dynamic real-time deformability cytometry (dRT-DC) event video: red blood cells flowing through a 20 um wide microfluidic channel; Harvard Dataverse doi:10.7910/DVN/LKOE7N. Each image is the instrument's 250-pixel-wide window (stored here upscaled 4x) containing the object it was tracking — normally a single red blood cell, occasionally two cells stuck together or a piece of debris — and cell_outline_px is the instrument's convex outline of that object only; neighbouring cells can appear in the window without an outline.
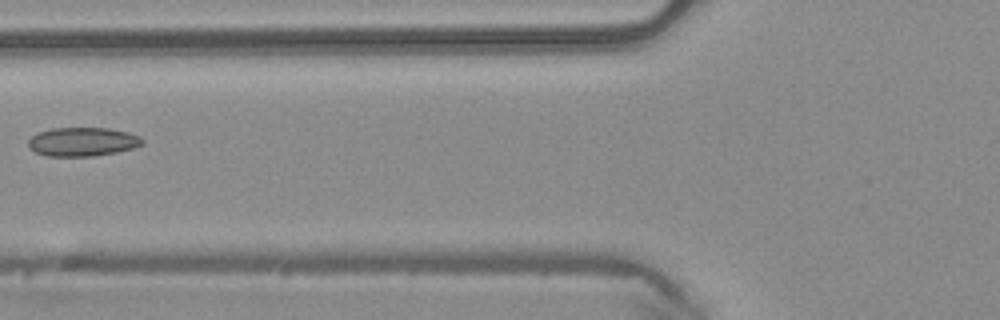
{"species": "common noctule bat (a hibernating species)", "species_latin": "Nyctalus noctula", "temperature_condition": "warm", "stored_images_in_passage": 7, "camera_frame_rate_fps": 3000, "um_per_image_px": 0.085, "animal": {"sex": "male", "body_mass_g": 20.4}, "frame": {"image": 1, "passage_image": 6, "time_ms": 1.667, "image_size_px": [1000, 320], "cell_outline_px": [[144, 144], [132, 148], [116, 152], [92, 156], [44, 156], [28, 148], [28, 140], [36, 132], [52, 128], [108, 128], [128, 132], [140, 136], [144, 140]], "centroid_in_image_um": [6.99, 12.05], "position_along_channel_um": 118.8, "area_um2": 19.31}}
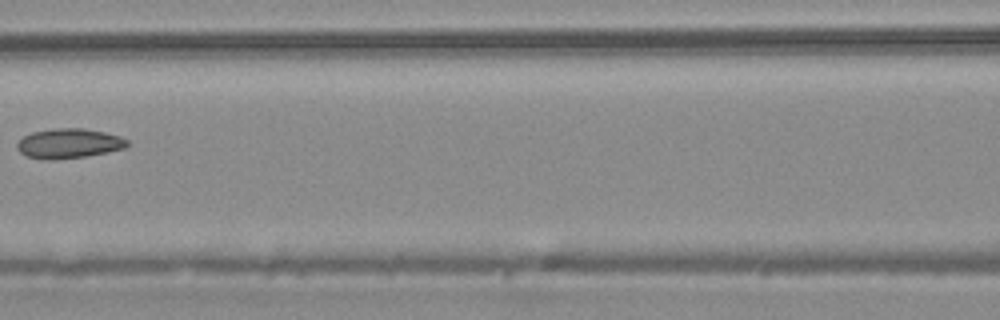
{"frame": {"image": 2, "passage_image": 7, "time_ms": 2.0, "image_size_px": [1000, 320], "cell_outline_px": [[128, 144], [124, 148], [108, 152], [84, 156], [52, 160], [40, 160], [24, 156], [16, 148], [16, 144], [24, 136], [32, 132], [52, 128], [84, 128], [104, 132], [120, 136], [128, 140]], "centroid_in_image_um": [5.81, 12.19], "position_along_channel_um": 160.8, "area_um2": 19.25}}